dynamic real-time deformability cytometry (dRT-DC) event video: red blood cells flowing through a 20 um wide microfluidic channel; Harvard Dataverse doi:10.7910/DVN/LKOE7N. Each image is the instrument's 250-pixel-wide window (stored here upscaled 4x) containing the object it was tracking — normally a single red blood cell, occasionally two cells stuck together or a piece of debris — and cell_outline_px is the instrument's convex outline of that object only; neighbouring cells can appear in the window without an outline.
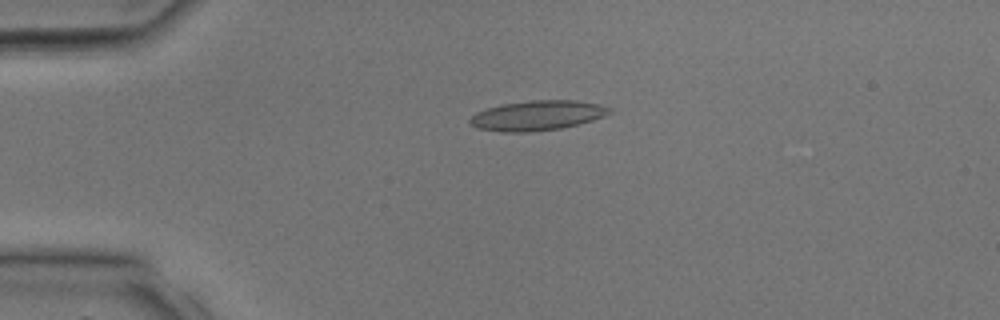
{"species": "common noctule bat (a hibernating species)", "species_latin": "Nyctalus noctula", "temperature_condition": "room temperature", "stored_images_in_passage": 34, "camera_frame_rate_fps": 3000, "um_per_image_px": 0.085, "animal": {"sex": "male", "body_mass_g": 17.9, "forearm_length_mm": 54.2}, "frame": {"image": 1, "passage_image": 8, "time_ms": 2.333, "image_size_px": [1000, 320], "cell_outline_px": [[612, 112], [604, 116], [592, 120], [560, 128], [528, 132], [500, 132], [476, 128], [468, 120], [476, 112], [500, 104], [532, 100], [576, 100], [596, 104], [612, 108]], "centroid_in_image_um": [45.64, 9.81], "position_along_channel_um": 39.4, "area_um2": 24.16}}
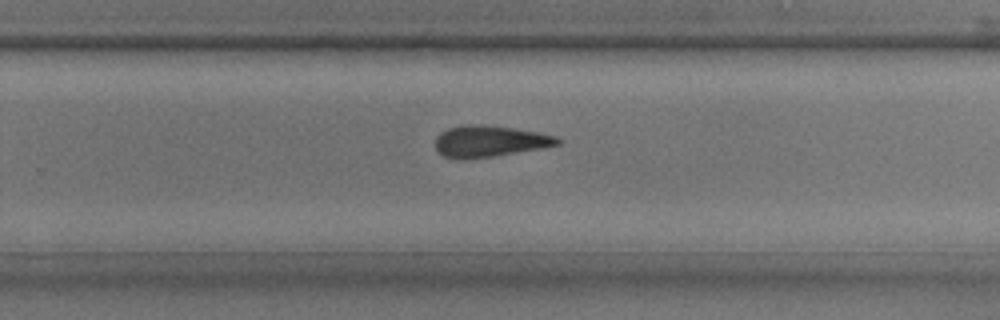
{"frame": {"image": 2, "passage_image": 22, "time_ms": 7.0, "image_size_px": [1000, 320], "cell_outline_px": [[564, 140], [560, 144], [540, 148], [468, 160], [444, 156], [436, 148], [436, 136], [440, 132], [448, 128], [468, 124], [480, 124], [512, 128], [540, 132], [556, 136]], "centroid_in_image_um": [41.63, 12.0], "position_along_channel_um": 288.2, "area_um2": 22.25}}
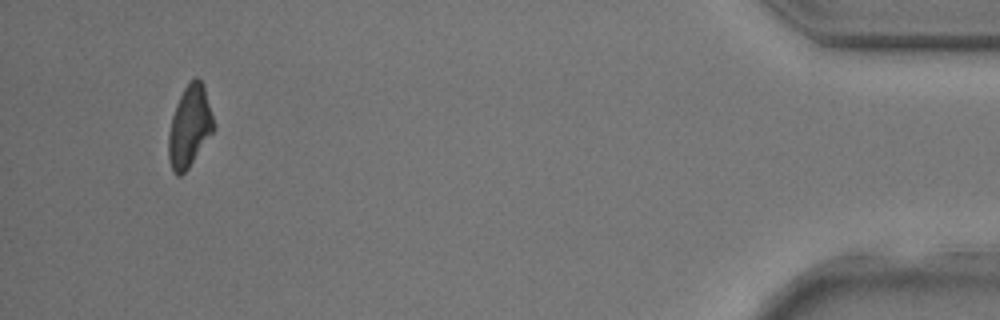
{"frame": {"image": 3, "passage_image": 32, "time_ms": 10.333, "image_size_px": [1000, 320], "cell_outline_px": [[216, 128], [188, 168], [180, 176], [176, 176], [172, 172], [168, 160], [168, 136], [172, 116], [176, 104], [184, 88], [196, 76], [204, 84], [216, 124]], "centroid_in_image_um": [16.13, 10.76], "position_along_channel_um": 419.1, "area_um2": 21.68}}